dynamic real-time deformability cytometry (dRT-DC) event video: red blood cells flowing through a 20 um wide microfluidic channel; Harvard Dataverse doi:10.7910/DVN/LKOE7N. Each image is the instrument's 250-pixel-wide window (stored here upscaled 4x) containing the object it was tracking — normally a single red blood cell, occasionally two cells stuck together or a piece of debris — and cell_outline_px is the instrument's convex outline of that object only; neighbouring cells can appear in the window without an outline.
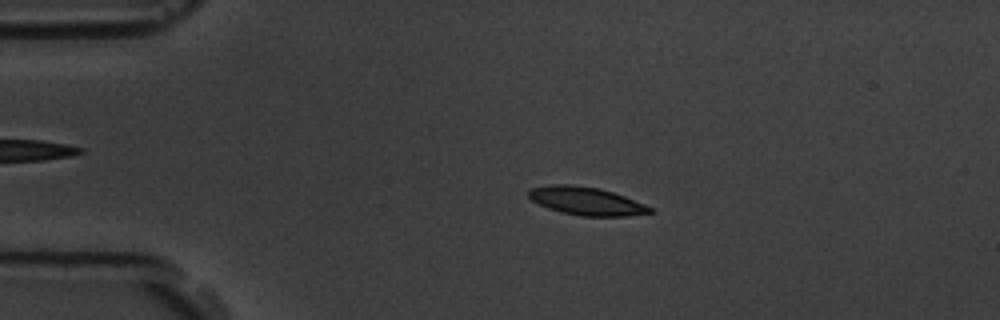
{"species": "common noctule bat (a hibernating species)", "species_latin": "Nyctalus noctula", "temperature_condition": "room temperature", "stored_images_in_passage": 57, "camera_frame_rate_fps": 3000, "um_per_image_px": 0.085, "animal": {"sex": "male", "body_mass_g": 19.5, "forearm_length_mm": 54.6}, "frame": {"image": 1, "passage_image": 12, "time_ms": 3.667, "image_size_px": [1000, 320], "cell_outline_px": [[656, 212], [628, 216], [580, 216], [560, 212], [548, 208], [532, 200], [528, 196], [528, 192], [532, 188], [552, 184], [572, 184], [600, 188], [624, 196], [644, 204], [652, 208]], "centroid_in_image_um": [49.85, 17.09], "position_along_channel_um": 35.1, "area_um2": 19.88}}
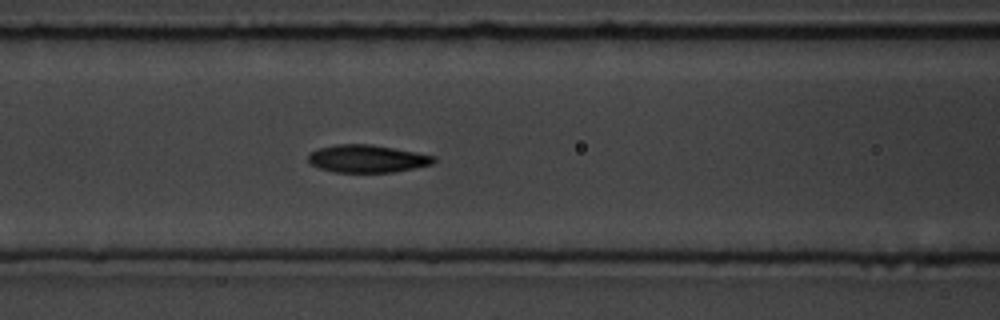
{"frame": {"image": 2, "passage_image": 24, "time_ms": 7.667, "image_size_px": [1000, 320], "cell_outline_px": [[436, 160], [432, 164], [392, 172], [332, 172], [320, 168], [312, 164], [308, 160], [308, 156], [316, 148], [336, 144], [372, 144], [416, 152], [436, 156]], "centroid_in_image_um": [31.2, 13.48], "position_along_channel_um": 135.4, "area_um2": 20.17}}
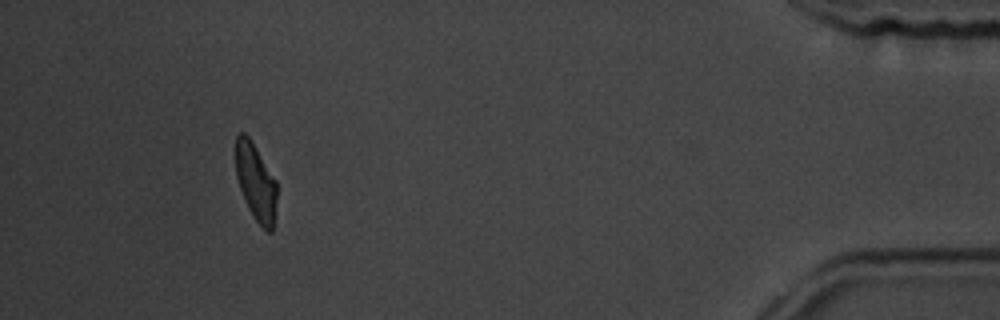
{"frame": {"image": 3, "passage_image": 53, "time_ms": 17.333, "image_size_px": [1000, 320], "cell_outline_px": [[276, 200], [272, 232], [268, 232], [256, 220], [248, 208], [244, 200], [236, 176], [236, 136], [240, 132], [244, 132], [252, 140], [276, 180]], "centroid_in_image_um": [21.73, 15.44], "position_along_channel_um": 413.5, "area_um2": 18.38}, "authors_computed_cell_mechanics": {"area_um2": 19.652, "velocity_mm_per_s": 3.5497, "shape_relaxation_time_tau1_ms": 2.5055, "shape_relaxation_time_tau2_ms": 2.1035, "deformation_change_tau1": 0.1379, "deformation_change_tau2": 0.0816}}